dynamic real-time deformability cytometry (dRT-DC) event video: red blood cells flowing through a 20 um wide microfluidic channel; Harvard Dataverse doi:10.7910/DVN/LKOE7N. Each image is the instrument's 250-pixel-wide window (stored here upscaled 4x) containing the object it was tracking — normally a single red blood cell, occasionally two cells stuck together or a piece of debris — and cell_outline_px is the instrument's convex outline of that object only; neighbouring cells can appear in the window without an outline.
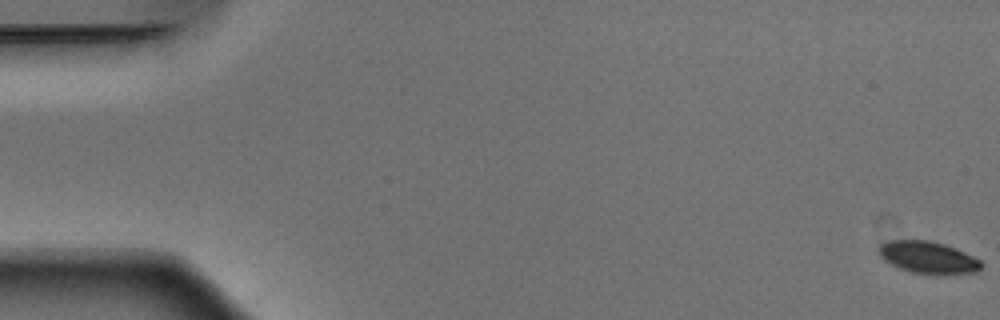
{"species": "Egyptian fruit bat (a non-hibernating species)", "species_latin": "Rousettus aegyptiacus", "temperature_condition": "warm", "stored_images_in_passage": 53, "camera_frame_rate_fps": 3000, "um_per_image_px": 0.085, "animal": {"sex": "male"}, "frame": {"image": 1, "passage_image": 1, "time_ms": 0.0, "image_size_px": [1000, 320], "cell_outline_px": [[984, 264], [976, 272], [912, 272], [900, 268], [884, 260], [880, 256], [876, 248], [880, 244], [888, 240], [928, 240], [944, 244], [956, 248], [980, 260]], "centroid_in_image_um": [78.82, 21.83], "position_along_channel_um": 6.2, "area_um2": 18.55}}
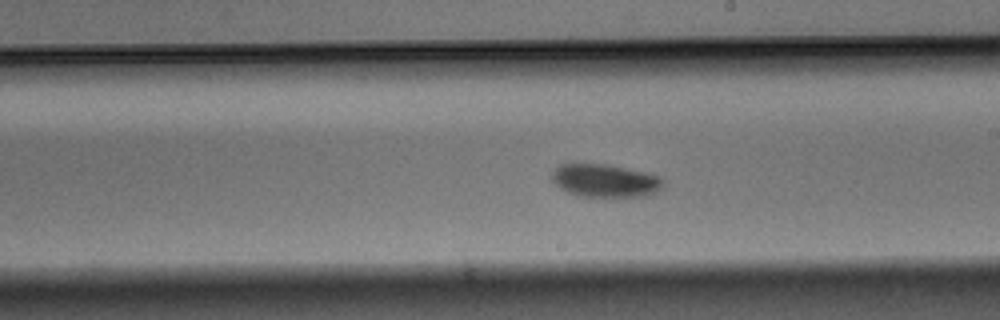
{"frame": {"image": 2, "passage_image": 31, "time_ms": 10.0, "image_size_px": [1000, 320], "cell_outline_px": [[664, 184], [656, 192], [648, 196], [580, 196], [568, 192], [560, 188], [552, 180], [552, 172], [560, 164], [608, 164], [648, 172], [660, 176], [664, 180]], "centroid_in_image_um": [51.47, 15.34], "position_along_channel_um": 237.5, "area_um2": 21.44}}
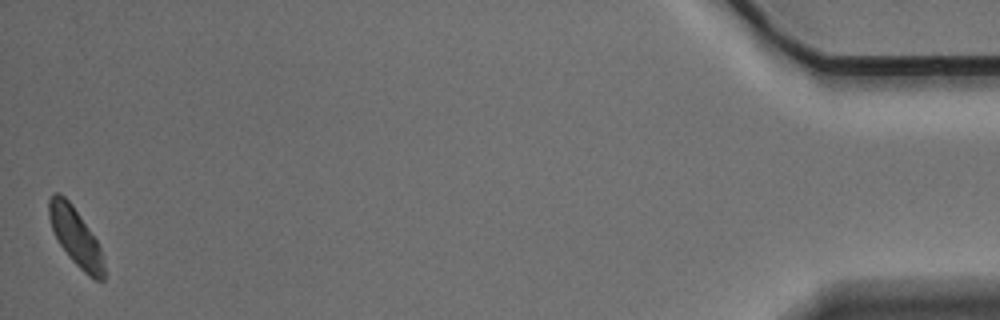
{"frame": {"image": 3, "passage_image": 53, "time_ms": 17.333, "image_size_px": [1000, 320], "cell_outline_px": [[104, 280], [96, 280], [88, 276], [68, 256], [60, 244], [52, 228], [48, 216], [48, 200], [52, 192], [60, 192], [72, 204], [96, 240], [100, 248], [104, 268]], "centroid_in_image_um": [6.39, 20.09], "position_along_channel_um": 428.8, "area_um2": 18.26}, "authors_computed_cell_mechanics": {"area_um2": 20.2878, "velocity_mm_per_s": 3.8619, "shape_relaxation_time_tau1_ms": 1.295, "shape_relaxation_time_tau2_ms": null, "deformation_change_tau1": 0.0863, "deformation_change_tau2": null}}